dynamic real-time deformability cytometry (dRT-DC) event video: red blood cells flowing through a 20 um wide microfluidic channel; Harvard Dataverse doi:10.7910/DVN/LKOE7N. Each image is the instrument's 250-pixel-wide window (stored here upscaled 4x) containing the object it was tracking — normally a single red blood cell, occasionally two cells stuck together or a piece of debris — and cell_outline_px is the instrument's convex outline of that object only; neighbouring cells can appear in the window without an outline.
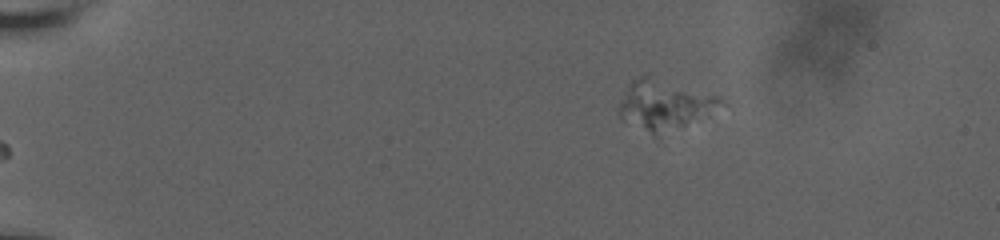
{"species": "human", "species_latin": "Homo sapiens", "temperature_condition": "room temperature", "stored_images_in_passage": 20, "camera_frame_rate_fps": 3000, "um_per_image_px": 0.085, "donor": {"sex": "male"}, "frame": {"image": 1, "passage_image": 1, "time_ms": 0.0, "image_size_px": [1000, 240], "cell_outline_px": [[728, 104], [684, 124], [656, 136], [620, 120], [620, 104], [632, 80], [640, 76], [648, 76], [720, 96]], "centroid_in_image_um": [56.48, 8.91], "position_along_channel_um": 28.5, "area_um2": 28.44}}
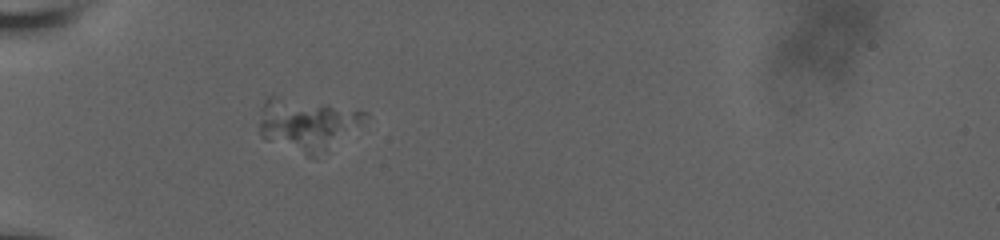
{"frame": {"image": 2, "passage_image": 8, "time_ms": 3.333, "image_size_px": [1000, 240], "cell_outline_px": [[368, 116], [316, 160], [268, 140], [260, 136], [260, 108], [264, 100], [272, 92], [368, 112]], "centroid_in_image_um": [26.01, 10.51], "position_along_channel_um": 59.0, "area_um2": 32.54}}
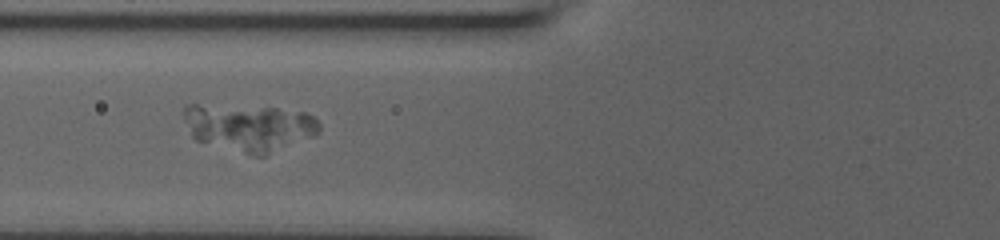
{"frame": {"image": 3, "passage_image": 11, "time_ms": 5.0, "image_size_px": [1000, 240], "cell_outline_px": [[320, 132], [312, 136], [264, 156], [256, 156], [196, 140], [192, 136], [184, 116], [184, 104], [196, 104], [276, 108], [304, 112], [312, 116], [320, 124]], "centroid_in_image_um": [21.18, 10.82], "position_along_channel_um": 104.6, "area_um2": 36.76}}